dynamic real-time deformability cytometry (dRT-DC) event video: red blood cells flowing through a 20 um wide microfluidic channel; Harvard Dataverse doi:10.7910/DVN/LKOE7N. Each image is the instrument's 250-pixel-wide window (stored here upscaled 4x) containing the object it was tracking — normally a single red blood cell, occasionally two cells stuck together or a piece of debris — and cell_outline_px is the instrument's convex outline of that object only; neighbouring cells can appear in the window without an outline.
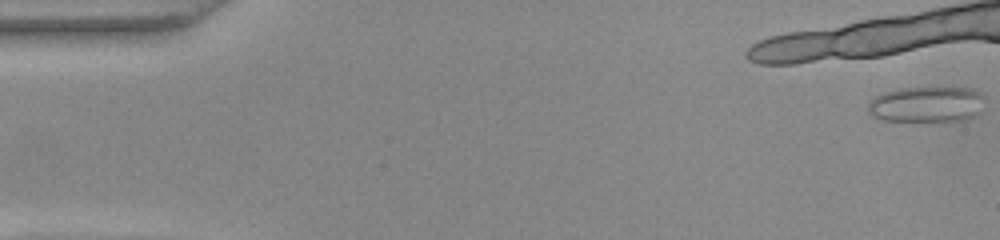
{"species": "common noctule bat (a hibernating species)", "species_latin": "Nyctalus noctula", "temperature_condition": "warm", "stored_images_in_passage": 18, "camera_frame_rate_fps": 3000, "um_per_image_px": 0.085, "animal": {"sex": "female", "body_mass_g": 22.0, "forearm_length_mm": 56.7}, "frame": {"image": 1, "passage_image": 1, "time_ms": 0.0, "image_size_px": [1000, 240], "cell_outline_px": [[984, 96], [980, 112], [976, 116], [964, 120], [884, 120], [872, 116], [868, 112], [868, 100], [884, 92], [900, 88], [972, 88], [980, 92]], "centroid_in_image_um": [78.76, 8.86], "position_along_channel_um": 6.2, "area_um2": 24.22}}
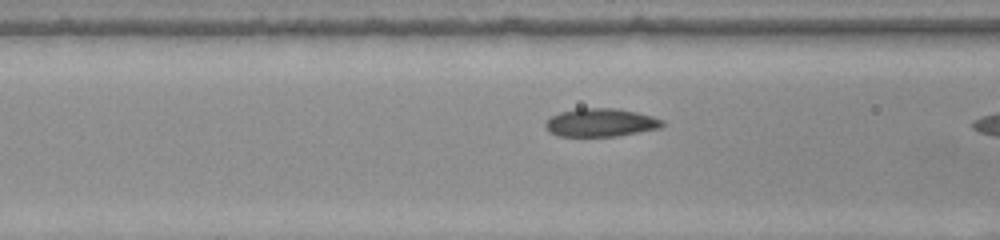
{"frame": {"image": 2, "passage_image": 16, "time_ms": 5.0, "image_size_px": [1000, 240], "cell_outline_px": [[664, 124], [660, 128], [616, 136], [556, 136], [548, 132], [544, 128], [544, 124], [552, 116], [560, 112], [576, 108], [616, 108], [636, 112], [652, 116], [664, 120]], "centroid_in_image_um": [51.03, 10.42], "position_along_channel_um": 115.6, "area_um2": 19.31}}